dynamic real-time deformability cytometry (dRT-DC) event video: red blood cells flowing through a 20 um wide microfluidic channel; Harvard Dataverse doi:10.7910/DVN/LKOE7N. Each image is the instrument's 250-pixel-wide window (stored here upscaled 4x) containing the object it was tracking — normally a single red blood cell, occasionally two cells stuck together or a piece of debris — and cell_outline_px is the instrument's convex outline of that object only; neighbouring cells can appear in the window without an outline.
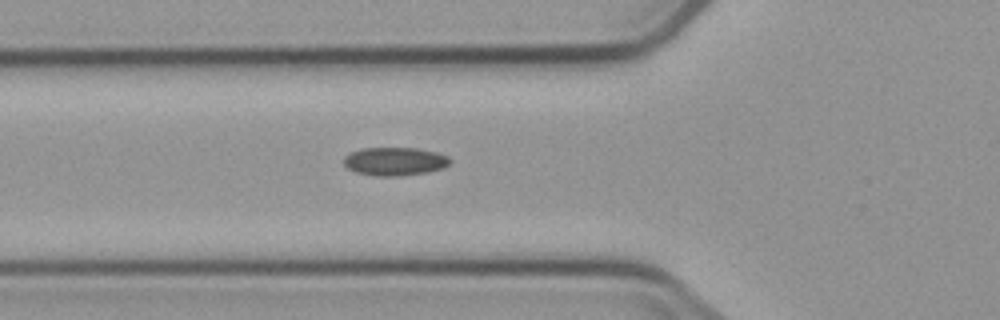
{"species": "common noctule bat (a hibernating species)", "species_latin": "Nyctalus noctula", "temperature_condition": "cold", "stored_images_in_passage": 5, "camera_frame_rate_fps": 3000, "um_per_image_px": 0.085, "animal": {"sex": "male", "body_mass_g": 23.1, "forearm_length_mm": 52.7}, "frame": {"image": 1, "passage_image": 5, "time_ms": 5.667, "image_size_px": [1000, 320], "cell_outline_px": [[452, 160], [448, 164], [440, 168], [428, 172], [400, 176], [376, 176], [356, 172], [348, 168], [344, 164], [344, 156], [360, 148], [416, 148], [436, 152], [448, 156]], "centroid_in_image_um": [33.54, 13.71], "position_along_channel_um": 92.3, "area_um2": 17.46}}